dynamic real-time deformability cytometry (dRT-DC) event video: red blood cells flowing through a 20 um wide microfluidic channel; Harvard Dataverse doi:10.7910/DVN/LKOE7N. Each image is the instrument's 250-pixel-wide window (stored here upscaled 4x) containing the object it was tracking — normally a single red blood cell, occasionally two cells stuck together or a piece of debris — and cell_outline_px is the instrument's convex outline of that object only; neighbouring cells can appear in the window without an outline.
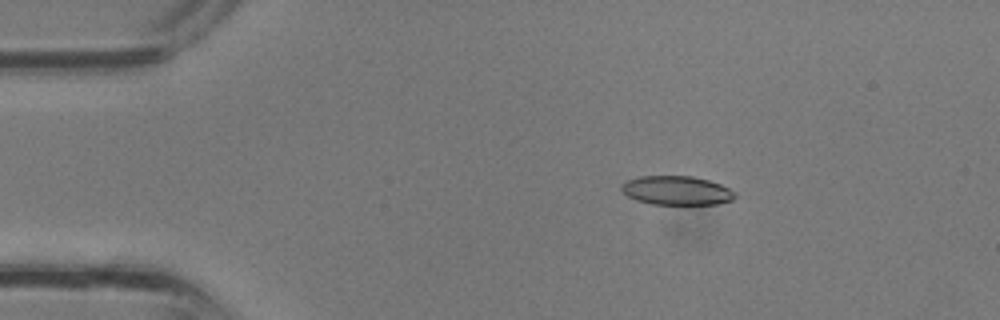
{"species": "common noctule bat (a hibernating species)", "species_latin": "Nyctalus noctula", "temperature_condition": "room temperature", "stored_images_in_passage": 22, "camera_frame_rate_fps": 3000, "um_per_image_px": 0.085, "animal": {"sex": "male", "body_mass_g": 13.3}, "frame": {"image": 1, "passage_image": 5, "time_ms": 1.333, "image_size_px": [1000, 320], "cell_outline_px": [[736, 196], [732, 200], [716, 204], [652, 204], [636, 200], [628, 196], [620, 188], [620, 184], [624, 180], [640, 176], [692, 176], [708, 180], [720, 184], [736, 192]], "centroid_in_image_um": [57.48, 16.18], "position_along_channel_um": 27.5, "area_um2": 19.25}}
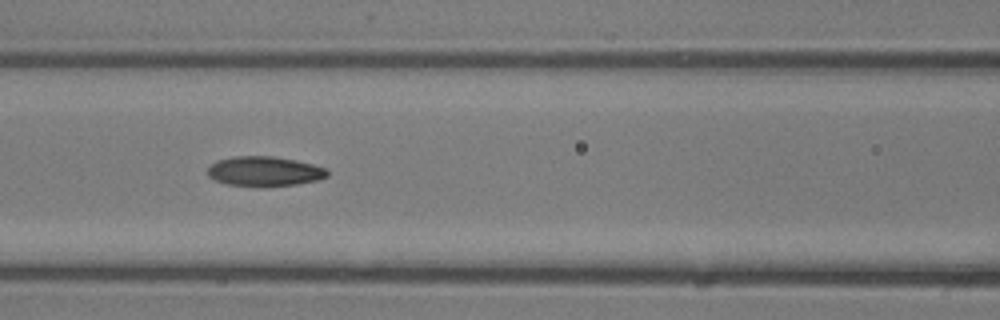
{"frame": {"image": 2, "passage_image": 14, "time_ms": 4.333, "image_size_px": [1000, 320], "cell_outline_px": [[328, 176], [316, 180], [296, 184], [264, 188], [228, 184], [216, 180], [208, 176], [208, 168], [216, 160], [236, 156], [272, 156], [296, 160], [312, 164], [324, 168], [328, 172]], "centroid_in_image_um": [22.46, 14.57], "position_along_channel_um": 144.1, "area_um2": 20.87}}
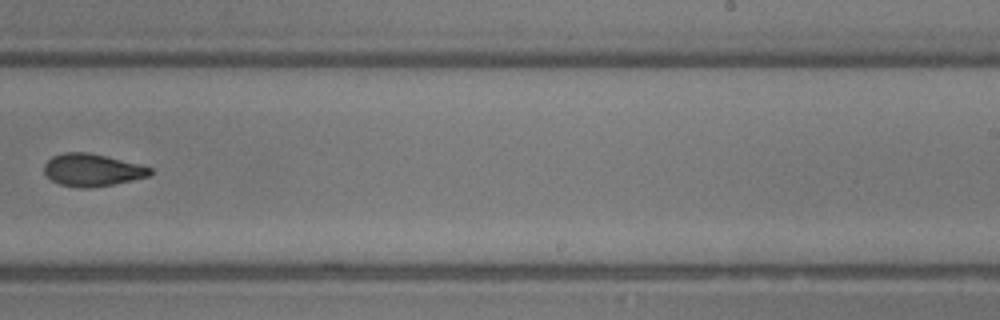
{"frame": {"image": 3, "passage_image": 21, "time_ms": 6.667, "image_size_px": [1000, 320], "cell_outline_px": [[152, 172], [148, 176], [132, 180], [112, 184], [88, 188], [76, 188], [60, 184], [52, 180], [44, 172], [44, 164], [52, 156], [64, 152], [88, 152], [140, 164], [152, 168]], "centroid_in_image_um": [7.82, 14.44], "position_along_channel_um": 281.2, "area_um2": 19.94}}